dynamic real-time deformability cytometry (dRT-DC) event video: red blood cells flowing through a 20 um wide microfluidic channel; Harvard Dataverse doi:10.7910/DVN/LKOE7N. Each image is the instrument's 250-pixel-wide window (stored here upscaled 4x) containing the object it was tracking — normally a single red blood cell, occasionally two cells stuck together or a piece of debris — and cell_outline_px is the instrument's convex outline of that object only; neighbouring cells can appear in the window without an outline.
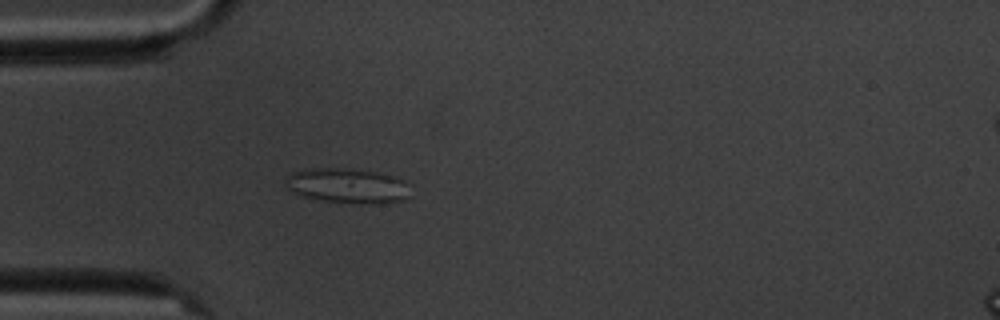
{"species": "common noctule bat (a hibernating species)", "species_latin": "Nyctalus noctula", "temperature_condition": "cold", "stored_images_in_passage": 4, "camera_frame_rate_fps": 3000, "um_per_image_px": 0.085, "animal": {"sex": "male", "body_mass_g": 20.1, "forearm_length_mm": 53.5}, "frame": {"image": 1, "passage_image": 4, "time_ms": 3.667, "image_size_px": [1000, 320], "cell_outline_px": [[408, 196], [404, 200], [376, 204], [360, 204], [320, 200], [300, 196], [292, 192], [284, 184], [284, 180], [292, 172], [304, 168], [336, 168], [376, 172], [396, 176], [404, 180]], "centroid_in_image_um": [29.47, 15.79], "position_along_channel_um": 55.5, "area_um2": 25.49}}